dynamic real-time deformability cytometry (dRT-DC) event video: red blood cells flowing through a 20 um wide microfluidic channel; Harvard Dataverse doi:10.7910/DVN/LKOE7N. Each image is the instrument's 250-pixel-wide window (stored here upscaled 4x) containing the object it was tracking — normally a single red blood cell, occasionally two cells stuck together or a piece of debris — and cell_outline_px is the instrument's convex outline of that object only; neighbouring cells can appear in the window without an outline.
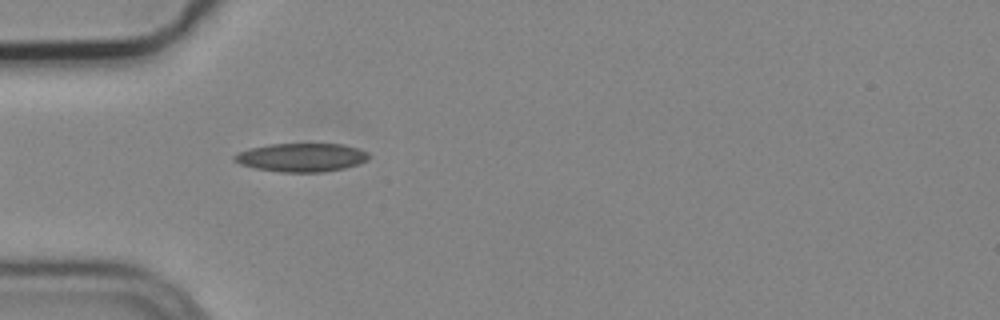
{"species": "common noctule bat (a hibernating species)", "species_latin": "Nyctalus noctula", "temperature_condition": "cold", "stored_images_in_passage": 4, "camera_frame_rate_fps": 3000, "um_per_image_px": 0.085, "animal": {"sex": "male", "body_mass_g": 19.2, "forearm_length_mm": 51.8}, "frame": {"image": 1, "passage_image": 4, "time_ms": 1.0, "image_size_px": [1000, 320], "cell_outline_px": [[368, 160], [344, 168], [324, 172], [280, 172], [256, 168], [240, 164], [232, 160], [232, 156], [240, 152], [252, 148], [268, 144], [344, 144], [368, 152]], "centroid_in_image_um": [25.61, 13.38], "position_along_channel_um": 59.4, "area_um2": 22.2}}